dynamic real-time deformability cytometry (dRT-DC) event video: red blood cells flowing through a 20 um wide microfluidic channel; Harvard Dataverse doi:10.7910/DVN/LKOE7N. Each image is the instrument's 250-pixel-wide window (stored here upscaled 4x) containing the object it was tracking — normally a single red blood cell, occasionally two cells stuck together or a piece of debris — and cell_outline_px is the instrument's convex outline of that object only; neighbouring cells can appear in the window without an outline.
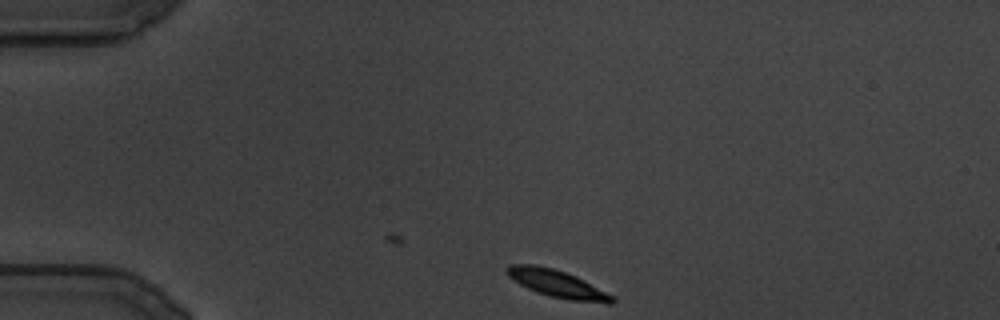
{"species": "common noctule bat (a hibernating species)", "species_latin": "Nyctalus noctula", "temperature_condition": "cold", "stored_images_in_passage": 21, "camera_frame_rate_fps": 3000, "um_per_image_px": 0.085, "animal": {"sex": "male", "body_mass_g": 19.5, "forearm_length_mm": 54.6}, "frame": {"image": 1, "passage_image": 1, "time_ms": 0.0, "image_size_px": [1000, 320], "cell_outline_px": [[616, 300], [612, 304], [608, 304], [568, 300], [548, 296], [536, 292], [520, 284], [508, 276], [504, 272], [504, 268], [508, 264], [536, 264], [552, 268], [576, 276], [612, 296]], "centroid_in_image_um": [47.3, 24.12], "position_along_channel_um": 37.7, "area_um2": 16.82}}